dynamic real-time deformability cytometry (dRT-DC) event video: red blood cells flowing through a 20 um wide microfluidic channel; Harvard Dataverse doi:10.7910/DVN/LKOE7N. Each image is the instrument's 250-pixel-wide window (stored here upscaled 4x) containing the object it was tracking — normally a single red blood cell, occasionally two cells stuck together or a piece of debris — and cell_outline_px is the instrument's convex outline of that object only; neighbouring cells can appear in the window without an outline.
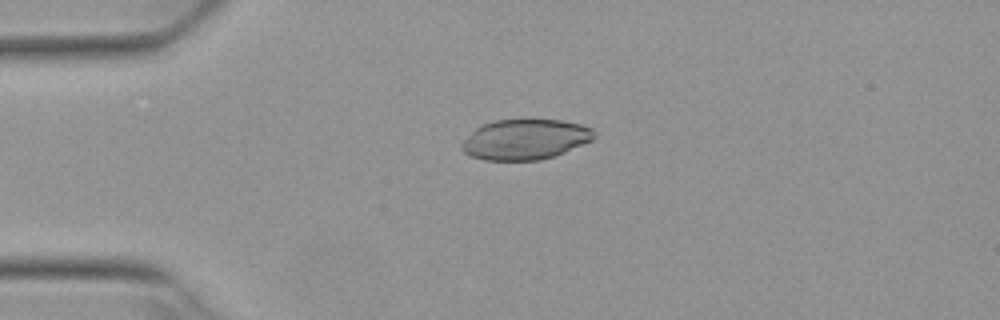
{"species": "Egyptian fruit bat (a non-hibernating species)", "species_latin": "Rousettus aegyptiacus", "temperature_condition": "warm", "stored_images_in_passage": 5, "camera_frame_rate_fps": 3000, "um_per_image_px": 0.085, "animal": {"sex": "female"}, "frame": {"image": 1, "passage_image": 1, "time_ms": 0.0, "image_size_px": [1000, 320], "cell_outline_px": [[596, 136], [592, 140], [556, 156], [540, 160], [484, 160], [472, 156], [464, 152], [460, 148], [460, 144], [476, 128], [484, 124], [496, 120], [564, 120], [580, 124], [592, 128], [596, 132]], "centroid_in_image_um": [44.67, 11.85], "position_along_channel_um": 40.3, "area_um2": 31.1}}
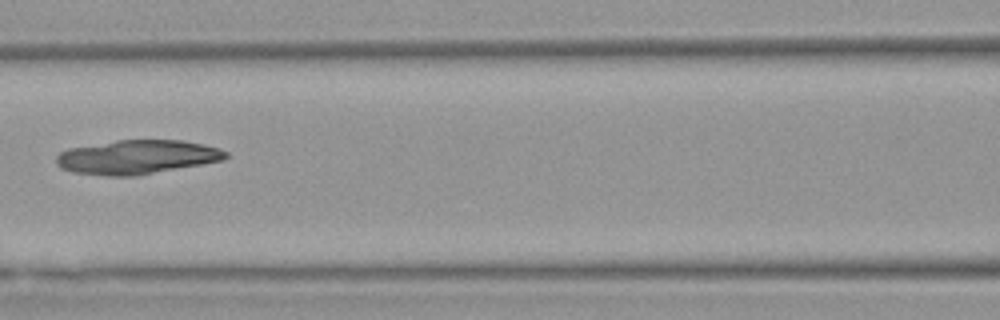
{"frame": {"image": 2, "passage_image": 4, "time_ms": 1.0, "image_size_px": [1000, 320], "cell_outline_px": [[228, 156], [224, 160], [136, 176], [108, 176], [72, 172], [60, 168], [56, 164], [56, 156], [60, 152], [68, 148], [116, 140], [184, 140], [204, 144], [220, 148], [228, 152]], "centroid_in_image_um": [11.64, 13.35], "position_along_channel_um": 155.0, "area_um2": 33.87}}
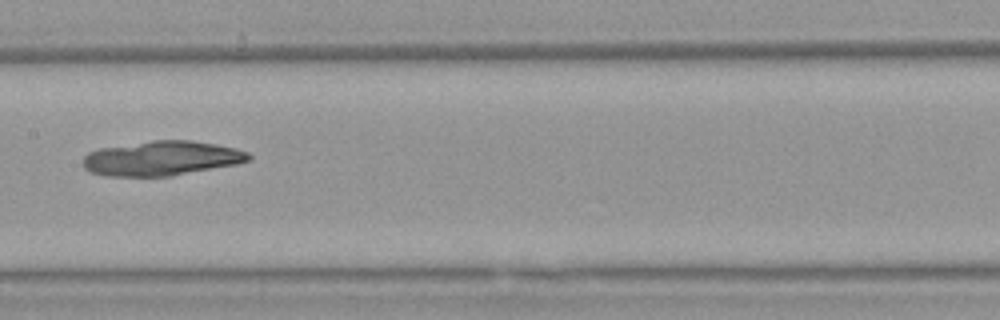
{"frame": {"image": 3, "passage_image": 5, "time_ms": 1.333, "image_size_px": [1000, 320], "cell_outline_px": [[252, 160], [236, 164], [172, 176], [104, 176], [88, 172], [84, 168], [84, 156], [88, 152], [100, 148], [152, 140], [188, 140], [216, 144], [236, 148], [248, 152], [252, 156]], "centroid_in_image_um": [13.74, 13.46], "position_along_channel_um": 193.7, "area_um2": 33.58}}